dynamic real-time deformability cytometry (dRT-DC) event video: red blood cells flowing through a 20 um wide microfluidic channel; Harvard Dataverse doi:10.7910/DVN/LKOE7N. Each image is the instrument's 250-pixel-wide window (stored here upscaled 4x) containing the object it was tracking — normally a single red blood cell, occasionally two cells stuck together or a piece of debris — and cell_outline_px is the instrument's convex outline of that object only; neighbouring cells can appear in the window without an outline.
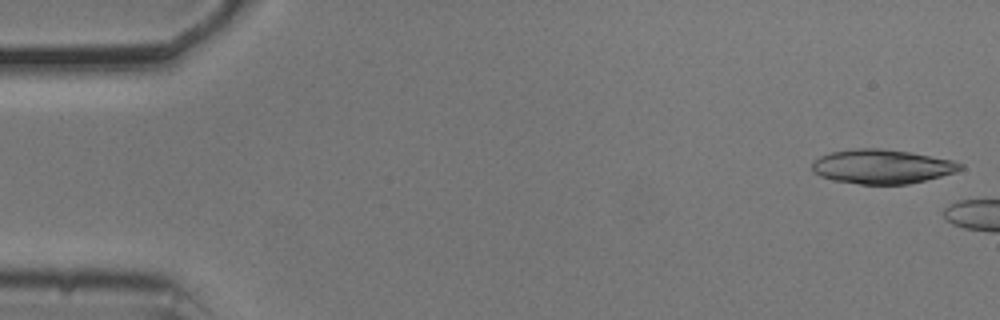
{"species": "common noctule bat (a hibernating species)", "species_latin": "Nyctalus noctula", "temperature_condition": "cold", "stored_images_in_passage": 5, "camera_frame_rate_fps": 3000, "um_per_image_px": 0.085, "animal": {"sex": "male", "body_mass_g": 20.5, "forearm_length_mm": 52.5}, "frame": {"image": 1, "passage_image": 1, "time_ms": 0.0, "image_size_px": [1000, 320], "cell_outline_px": [[964, 168], [956, 172], [908, 184], [860, 184], [832, 180], [820, 176], [812, 172], [812, 164], [820, 156], [832, 152], [856, 148], [880, 148], [908, 152], [952, 160], [964, 164]], "centroid_in_image_um": [74.96, 14.16], "position_along_channel_um": 10.0, "area_um2": 29.42}}